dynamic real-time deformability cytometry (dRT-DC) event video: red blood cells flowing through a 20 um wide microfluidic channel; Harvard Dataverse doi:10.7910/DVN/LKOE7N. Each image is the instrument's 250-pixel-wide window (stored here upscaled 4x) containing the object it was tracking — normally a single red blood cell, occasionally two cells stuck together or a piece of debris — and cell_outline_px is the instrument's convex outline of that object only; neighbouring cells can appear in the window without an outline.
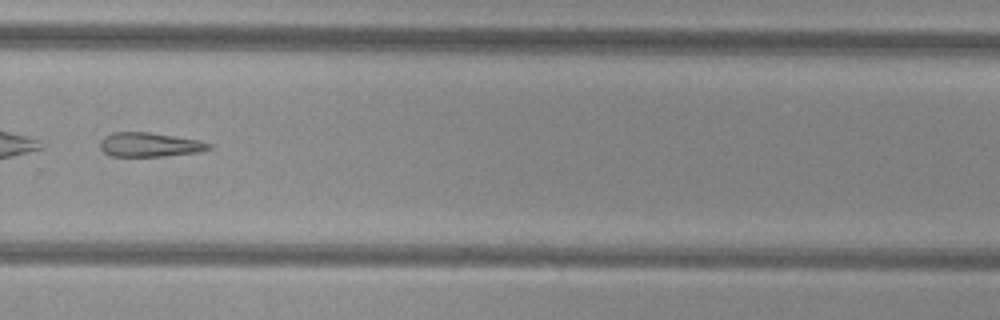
{"species": "common noctule bat (a hibernating species)", "species_latin": "Nyctalus noctula", "temperature_condition": "cold", "stored_images_in_passage": 52, "camera_frame_rate_fps": 3000, "um_per_image_px": 0.085, "animal": {"sex": "female", "body_mass_g": 29.2, "forearm_length_mm": 56.3}, "frame": {"image": 1, "passage_image": 37, "time_ms": 12.0, "image_size_px": [1000, 320], "cell_outline_px": [[212, 148], [196, 152], [164, 156], [108, 156], [100, 148], [100, 140], [104, 136], [112, 132], [148, 132], [200, 140], [212, 144]], "centroid_in_image_um": [12.69, 12.29], "position_along_channel_um": 317.1, "area_um2": 15.37}}